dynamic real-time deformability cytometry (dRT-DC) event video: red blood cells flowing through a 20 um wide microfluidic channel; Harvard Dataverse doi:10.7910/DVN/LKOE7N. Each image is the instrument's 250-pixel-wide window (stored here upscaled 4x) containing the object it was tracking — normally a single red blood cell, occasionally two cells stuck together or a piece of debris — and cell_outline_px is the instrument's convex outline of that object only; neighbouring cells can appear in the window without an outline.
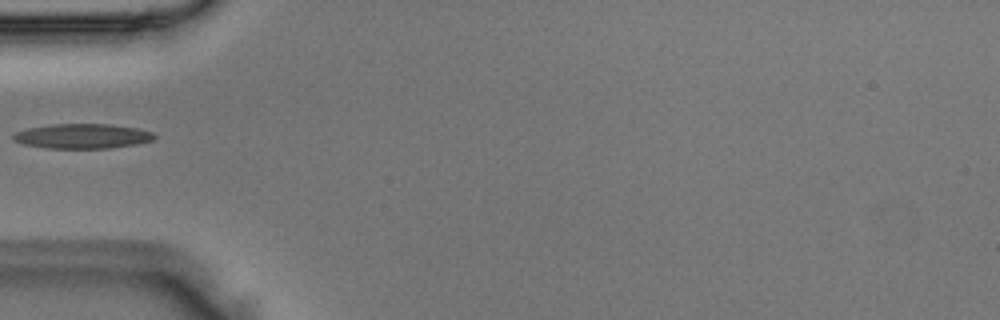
{"species": "Egyptian fruit bat (a non-hibernating species)", "species_latin": "Rousettus aegyptiacus", "temperature_condition": "room temperature", "stored_images_in_passage": 5, "camera_frame_rate_fps": 3000, "um_per_image_px": 0.085, "animal": {"sex": "male"}, "frame": {"image": 1, "passage_image": 5, "time_ms": 1.333, "image_size_px": [1000, 320], "cell_outline_px": [[156, 136], [152, 140], [136, 144], [108, 148], [48, 148], [24, 144], [12, 140], [12, 136], [16, 132], [28, 128], [52, 124], [108, 124], [136, 128], [152, 132]], "centroid_in_image_um": [6.98, 11.57], "position_along_channel_um": 78.0, "area_um2": 20.17}}